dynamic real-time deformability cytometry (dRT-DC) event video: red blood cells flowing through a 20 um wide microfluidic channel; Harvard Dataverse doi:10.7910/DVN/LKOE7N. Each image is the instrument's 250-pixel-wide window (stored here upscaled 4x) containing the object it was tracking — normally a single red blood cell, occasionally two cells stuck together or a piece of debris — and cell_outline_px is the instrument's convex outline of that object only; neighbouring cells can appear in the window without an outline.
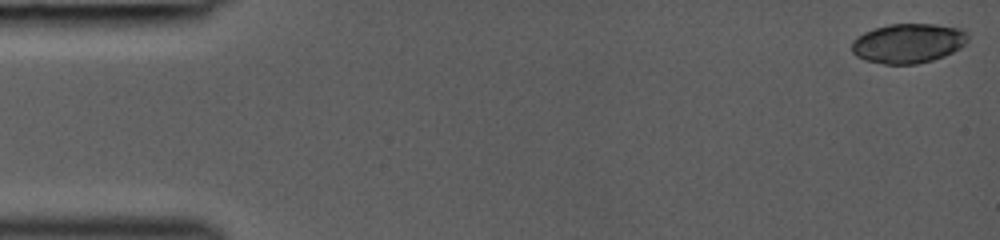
{"species": "common noctule bat (a hibernating species)", "species_latin": "Nyctalus noctula", "temperature_condition": "room temperature", "stored_images_in_passage": 43, "camera_frame_rate_fps": 3000, "um_per_image_px": 0.085, "animal": {"sex": "female", "body_mass_g": 19.0, "forearm_length_mm": 53.3}, "frame": {"image": 1, "passage_image": 1, "time_ms": 0.0, "image_size_px": [1000, 240], "cell_outline_px": [[968, 44], [944, 56], [932, 60], [916, 64], [884, 64], [864, 60], [856, 56], [852, 52], [852, 40], [856, 36], [864, 32], [888, 24], [936, 24], [964, 28], [968, 32]], "centroid_in_image_um": [77.23, 3.67], "position_along_channel_um": 7.8, "area_um2": 27.17}}
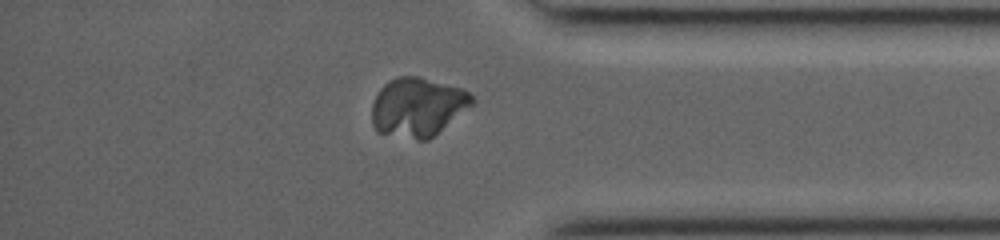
{"frame": {"image": 2, "passage_image": 37, "time_ms": 12.0, "image_size_px": [1000, 240], "cell_outline_px": [[476, 104], [428, 140], [416, 140], [376, 132], [372, 124], [372, 104], [380, 88], [388, 80], [396, 76], [420, 76], [460, 88], [468, 92], [476, 100]], "centroid_in_image_um": [35.51, 9.1], "position_along_channel_um": 399.7, "area_um2": 34.91}}
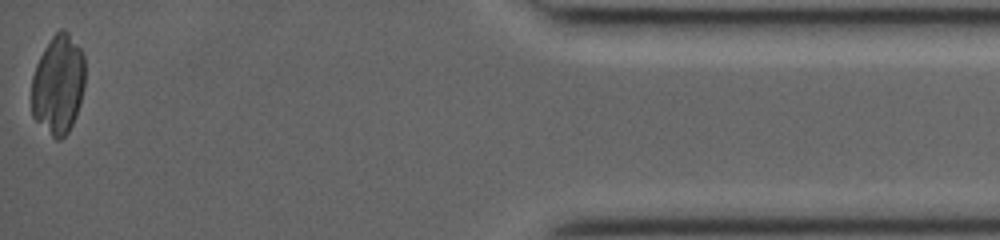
{"frame": {"image": 3, "passage_image": 43, "time_ms": 14.0, "image_size_px": [1000, 240], "cell_outline_px": [[84, 88], [80, 104], [76, 116], [68, 132], [60, 140], [56, 140], [32, 116], [32, 76], [36, 64], [44, 48], [52, 36], [60, 28], [64, 28], [68, 32], [84, 52]], "centroid_in_image_um": [4.96, 7.16], "position_along_channel_um": 430.2, "area_um2": 31.15}}